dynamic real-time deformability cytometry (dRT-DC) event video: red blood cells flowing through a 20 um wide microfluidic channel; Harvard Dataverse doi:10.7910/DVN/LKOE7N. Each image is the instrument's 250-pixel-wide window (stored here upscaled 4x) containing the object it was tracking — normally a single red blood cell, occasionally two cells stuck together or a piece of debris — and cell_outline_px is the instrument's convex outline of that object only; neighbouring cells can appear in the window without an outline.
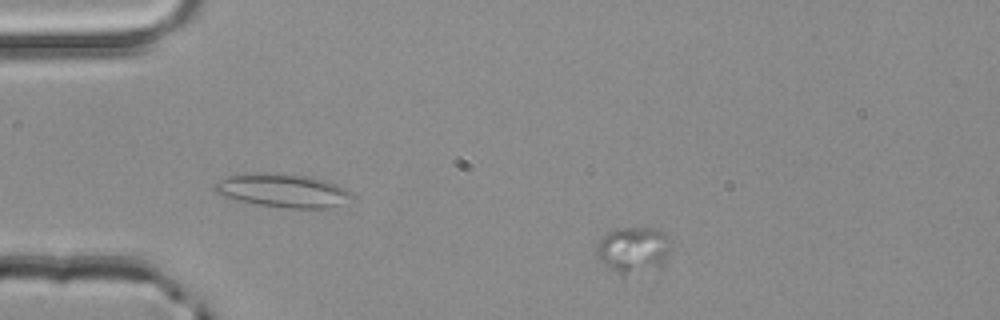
{"species": "common noctule bat (a hibernating species)", "species_latin": "Nyctalus noctula", "temperature_condition": "room temperature", "stored_images_in_passage": 38, "camera_frame_rate_fps": 3000, "um_per_image_px": 0.085, "animal": {"sex": "male", "body_mass_g": 20.4}, "frame": {"image": 1, "passage_image": 5, "time_ms": 1.333, "image_size_px": [1000, 320], "cell_outline_px": [[668, 248], [664, 268], [624, 276], [620, 276], [608, 268], [596, 256], [596, 248], [600, 240], [608, 232], [616, 228], [660, 228], [668, 236]], "centroid_in_image_um": [53.84, 21.27], "position_along_channel_um": 31.2, "area_um2": 20.46}}
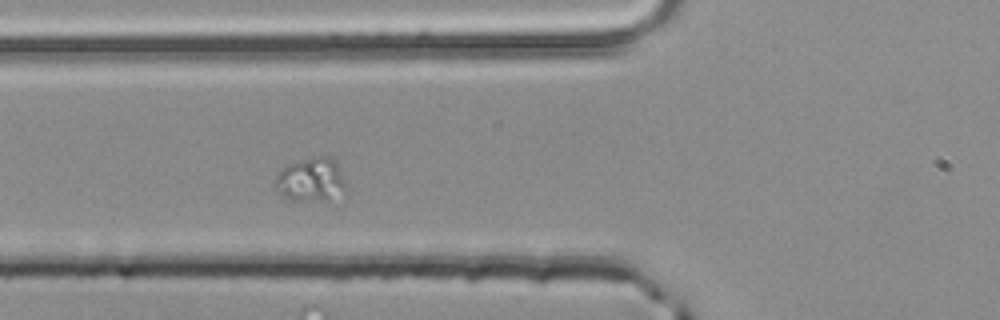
{"frame": {"image": 2, "passage_image": 15, "time_ms": 4.667, "image_size_px": [1000, 320], "cell_outline_px": [[344, 184], [328, 200], [296, 200], [284, 196], [276, 192], [272, 188], [276, 176], [288, 164], [316, 156], [328, 156], [336, 160]], "centroid_in_image_um": [26.32, 15.24], "position_along_channel_um": 99.5, "area_um2": 17.34}}